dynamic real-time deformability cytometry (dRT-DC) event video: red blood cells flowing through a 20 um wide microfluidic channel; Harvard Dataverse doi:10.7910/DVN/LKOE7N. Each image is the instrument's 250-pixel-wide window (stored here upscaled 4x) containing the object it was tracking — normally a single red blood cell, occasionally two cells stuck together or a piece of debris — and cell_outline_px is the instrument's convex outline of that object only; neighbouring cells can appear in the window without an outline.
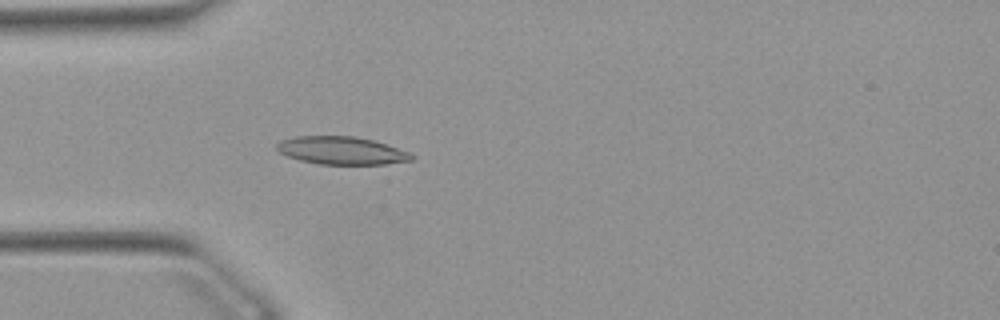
{"species": "Egyptian fruit bat (a non-hibernating species)", "species_latin": "Rousettus aegyptiacus", "temperature_condition": "warm", "stored_images_in_passage": 52, "camera_frame_rate_fps": 3000, "um_per_image_px": 0.085, "animal": {"sex": "female"}, "frame": {"image": 1, "passage_image": 15, "time_ms": 4.667, "image_size_px": [1000, 320], "cell_outline_px": [[412, 160], [384, 164], [320, 164], [300, 160], [288, 156], [280, 152], [276, 148], [276, 144], [280, 140], [296, 136], [352, 136], [372, 140], [388, 144], [408, 152], [412, 156]], "centroid_in_image_um": [29.0, 12.79], "position_along_channel_um": 56.0, "area_um2": 21.68}}
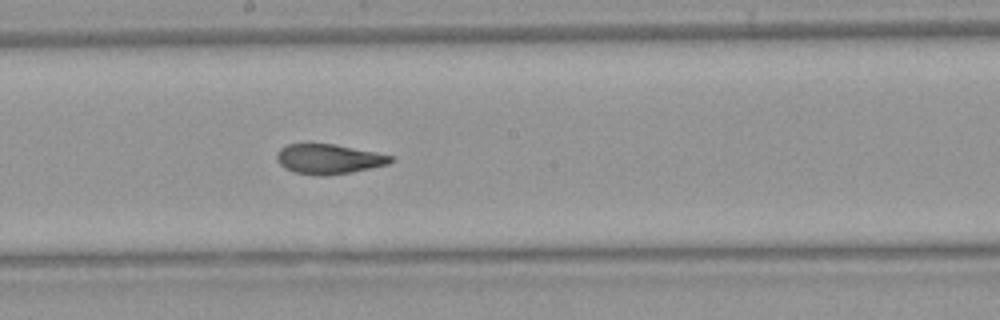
{"frame": {"image": 2, "passage_image": 28, "time_ms": 9.0, "image_size_px": [1000, 320], "cell_outline_px": [[396, 160], [388, 164], [352, 172], [324, 176], [320, 176], [296, 172], [284, 168], [276, 160], [276, 152], [280, 148], [288, 144], [336, 144], [376, 152], [392, 156]], "centroid_in_image_um": [27.94, 13.51], "position_along_channel_um": 220.3, "area_um2": 19.88}}
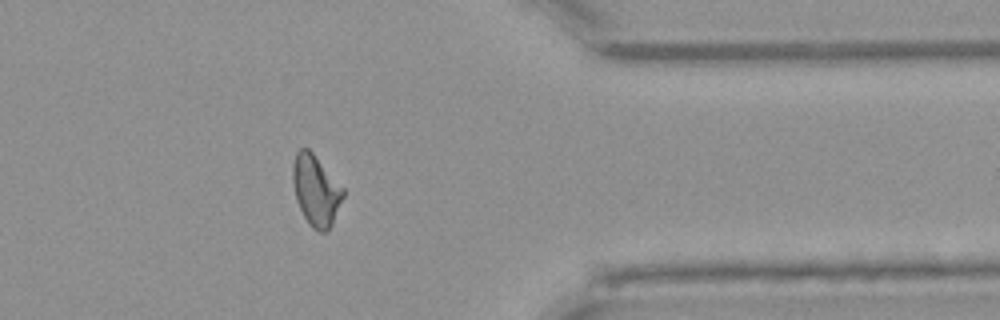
{"frame": {"image": 3, "passage_image": 42, "time_ms": 13.667, "image_size_px": [1000, 320], "cell_outline_px": [[344, 196], [332, 224], [328, 232], [320, 232], [312, 228], [308, 224], [296, 200], [292, 184], [292, 164], [296, 152], [300, 148], [308, 148], [312, 152], [344, 188]], "centroid_in_image_um": [26.84, 16.19], "position_along_channel_um": 384.6, "area_um2": 20.87}, "authors_computed_cell_mechanics": {"area_um2": 20.8369, "velocity_mm_per_s": 3.8864, "shape_relaxation_time_tau1_ms": 8.0268, "shape_relaxation_time_tau2_ms": 2.1792, "deformation_change_tau1": 0.1927, "deformation_change_tau2": 0.0816}}